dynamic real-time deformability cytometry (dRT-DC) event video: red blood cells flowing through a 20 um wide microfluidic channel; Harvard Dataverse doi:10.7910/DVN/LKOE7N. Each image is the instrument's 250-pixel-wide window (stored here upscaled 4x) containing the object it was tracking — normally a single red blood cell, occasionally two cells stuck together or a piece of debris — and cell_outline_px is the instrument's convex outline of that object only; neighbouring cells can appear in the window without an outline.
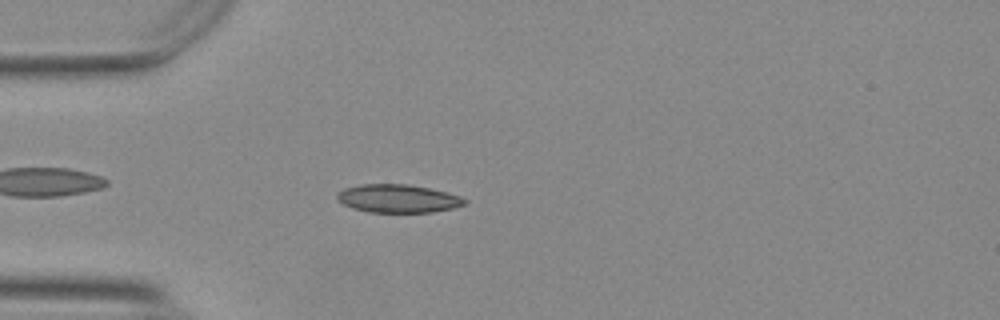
{"species": "Egyptian fruit bat (a non-hibernating species)", "species_latin": "Rousettus aegyptiacus", "temperature_condition": "warm", "stored_images_in_passage": 44, "camera_frame_rate_fps": 3000, "um_per_image_px": 0.085, "animal": {"sex": "female"}, "frame": {"image": 1, "passage_image": 5, "time_ms": 1.333, "image_size_px": [1000, 320], "cell_outline_px": [[468, 200], [464, 204], [452, 208], [432, 212], [368, 212], [352, 208], [344, 204], [336, 196], [344, 188], [360, 184], [408, 184], [428, 188], [460, 196]], "centroid_in_image_um": [33.82, 16.87], "position_along_channel_um": 51.2, "area_um2": 20.69}}
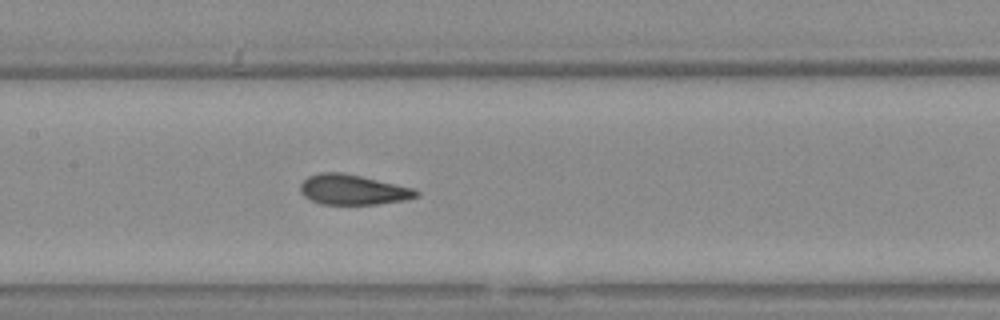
{"frame": {"image": 2, "passage_image": 16, "time_ms": 5.0, "image_size_px": [1000, 320], "cell_outline_px": [[420, 196], [404, 200], [376, 204], [320, 204], [304, 196], [300, 192], [300, 184], [308, 176], [320, 172], [340, 172], [360, 176], [412, 188], [420, 192]], "centroid_in_image_um": [29.97, 16.12], "position_along_channel_um": 177.4, "area_um2": 20.17}}
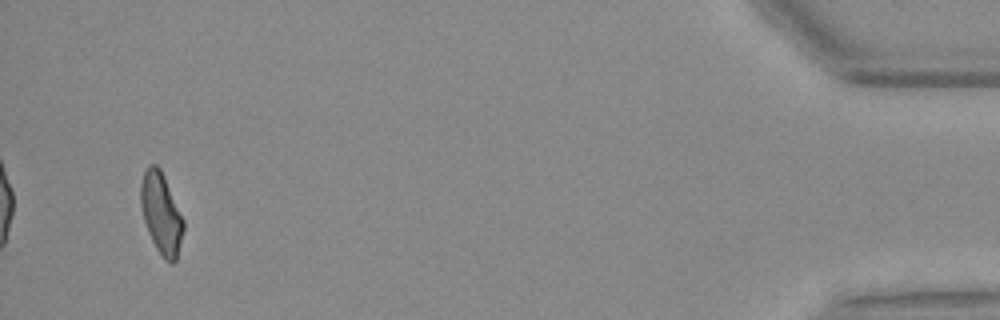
{"frame": {"image": 3, "passage_image": 42, "time_ms": 13.667, "image_size_px": [1000, 320], "cell_outline_px": [[184, 228], [176, 260], [172, 264], [164, 260], [156, 248], [148, 232], [144, 220], [140, 204], [140, 184], [144, 172], [148, 164], [156, 164], [160, 168], [164, 176], [184, 220]], "centroid_in_image_um": [13.69, 18.13], "position_along_channel_um": 421.5, "area_um2": 20.17}, "authors_computed_cell_mechanics": {"area_um2": 20.3456, "velocity_mm_per_s": 3.7339, "shape_relaxation_time_tau1_ms": 6.6751, "shape_relaxation_time_tau2_ms": 1.4084, "deformation_change_tau1": 0.2011, "deformation_change_tau2": 0.0575}}